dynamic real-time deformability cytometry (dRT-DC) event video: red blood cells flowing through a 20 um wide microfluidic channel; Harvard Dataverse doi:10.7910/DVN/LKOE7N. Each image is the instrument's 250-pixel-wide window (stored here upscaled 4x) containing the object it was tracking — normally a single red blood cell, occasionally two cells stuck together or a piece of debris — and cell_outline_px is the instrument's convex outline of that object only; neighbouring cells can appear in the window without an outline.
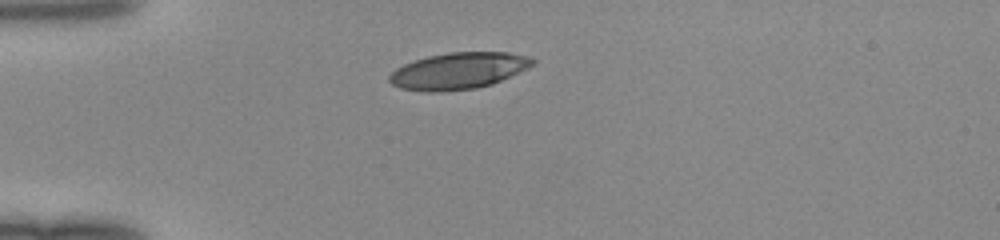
{"species": "human", "species_latin": "Homo sapiens", "temperature_condition": "room temperature", "stored_images_in_passage": 37, "camera_frame_rate_fps": 3000, "um_per_image_px": 0.085, "donor": {"sex": "female"}, "frame": {"image": 1, "passage_image": 1, "time_ms": 0.0, "image_size_px": [1000, 240], "cell_outline_px": [[536, 64], [528, 68], [492, 84], [476, 88], [440, 92], [428, 92], [400, 88], [392, 84], [388, 80], [388, 76], [396, 68], [404, 64], [428, 56], [448, 52], [508, 52], [528, 56], [536, 60]], "centroid_in_image_um": [38.98, 6.02], "position_along_channel_um": 46.0, "area_um2": 30.58}}
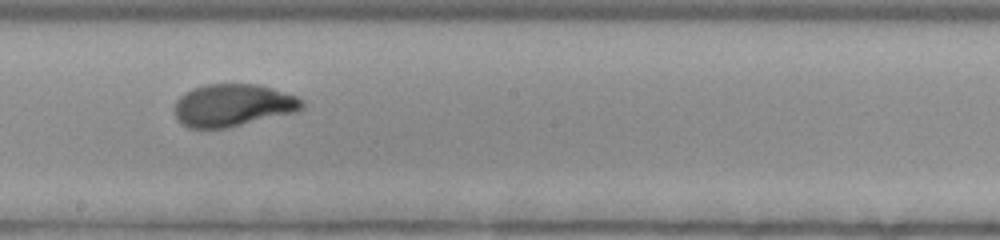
{"frame": {"image": 2, "passage_image": 16, "time_ms": 5.0, "image_size_px": [1000, 240], "cell_outline_px": [[304, 108], [296, 112], [228, 128], [188, 128], [180, 124], [172, 108], [176, 100], [184, 92], [192, 88], [204, 84], [256, 84], [272, 88], [296, 96], [304, 100]], "centroid_in_image_um": [19.77, 8.95], "position_along_channel_um": 228.4, "area_um2": 31.96}}
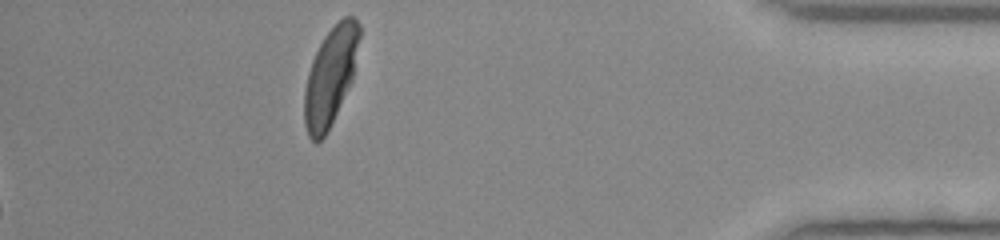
{"frame": {"image": 3, "passage_image": 32, "time_ms": 10.333, "image_size_px": [1000, 240], "cell_outline_px": [[360, 36], [352, 76], [336, 112], [324, 136], [316, 144], [308, 136], [304, 124], [304, 88], [308, 72], [312, 60], [324, 36], [344, 16], [356, 16], [360, 24]], "centroid_in_image_um": [28.06, 6.46], "position_along_channel_um": 407.1, "area_um2": 30.69}}